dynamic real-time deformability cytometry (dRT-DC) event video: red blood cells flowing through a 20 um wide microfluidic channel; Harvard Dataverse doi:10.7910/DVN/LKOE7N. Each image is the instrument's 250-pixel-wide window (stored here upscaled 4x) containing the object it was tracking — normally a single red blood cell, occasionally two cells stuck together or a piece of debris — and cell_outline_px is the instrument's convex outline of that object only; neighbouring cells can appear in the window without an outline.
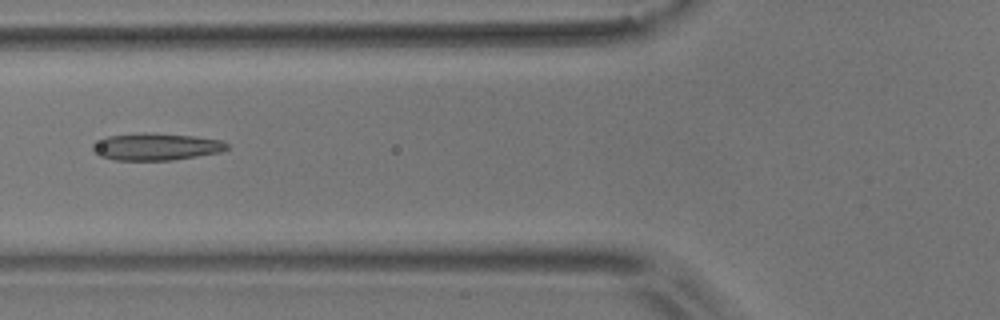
{"species": "common noctule bat (a hibernating species)", "species_latin": "Nyctalus noctula", "temperature_condition": "room temperature", "stored_images_in_passage": 4, "camera_frame_rate_fps": 3000, "um_per_image_px": 0.085, "animal": {"sex": "male", "body_mass_g": 17.9}, "frame": {"image": 1, "passage_image": 4, "time_ms": 3.333, "image_size_px": [1000, 320], "cell_outline_px": [[228, 148], [220, 152], [172, 160], [112, 160], [100, 156], [92, 152], [92, 144], [108, 136], [144, 132], [148, 132], [192, 136], [220, 140], [228, 144]], "centroid_in_image_um": [13.22, 12.47], "position_along_channel_um": 112.6, "area_um2": 21.15}}